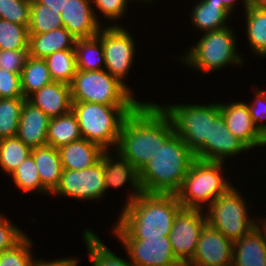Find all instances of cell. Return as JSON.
<instances>
[{"label":"cell","instance_id":"1","mask_svg":"<svg viewBox=\"0 0 266 266\" xmlns=\"http://www.w3.org/2000/svg\"><path fill=\"white\" fill-rule=\"evenodd\" d=\"M174 135L162 110L153 102H141L122 124L116 151L140 171Z\"/></svg>","mask_w":266,"mask_h":266},{"label":"cell","instance_id":"2","mask_svg":"<svg viewBox=\"0 0 266 266\" xmlns=\"http://www.w3.org/2000/svg\"><path fill=\"white\" fill-rule=\"evenodd\" d=\"M175 194L142 192L122 208L117 224L132 238L169 236L177 213L182 209Z\"/></svg>","mask_w":266,"mask_h":266},{"label":"cell","instance_id":"3","mask_svg":"<svg viewBox=\"0 0 266 266\" xmlns=\"http://www.w3.org/2000/svg\"><path fill=\"white\" fill-rule=\"evenodd\" d=\"M196 159L179 135H174L139 171V181L144 193L177 194L188 170Z\"/></svg>","mask_w":266,"mask_h":266},{"label":"cell","instance_id":"4","mask_svg":"<svg viewBox=\"0 0 266 266\" xmlns=\"http://www.w3.org/2000/svg\"><path fill=\"white\" fill-rule=\"evenodd\" d=\"M138 105H104L91 102H72L82 139L100 145L104 150H115L127 116Z\"/></svg>","mask_w":266,"mask_h":266},{"label":"cell","instance_id":"5","mask_svg":"<svg viewBox=\"0 0 266 266\" xmlns=\"http://www.w3.org/2000/svg\"><path fill=\"white\" fill-rule=\"evenodd\" d=\"M156 105L170 120L173 133L183 139L197 159L206 161V140H210L211 123L220 112L219 103Z\"/></svg>","mask_w":266,"mask_h":266},{"label":"cell","instance_id":"6","mask_svg":"<svg viewBox=\"0 0 266 266\" xmlns=\"http://www.w3.org/2000/svg\"><path fill=\"white\" fill-rule=\"evenodd\" d=\"M224 163L197 158L193 161L176 194L183 208L204 210L232 186L222 175Z\"/></svg>","mask_w":266,"mask_h":266},{"label":"cell","instance_id":"7","mask_svg":"<svg viewBox=\"0 0 266 266\" xmlns=\"http://www.w3.org/2000/svg\"><path fill=\"white\" fill-rule=\"evenodd\" d=\"M72 102L104 105H139L128 85L121 83L107 70L76 71L70 84Z\"/></svg>","mask_w":266,"mask_h":266},{"label":"cell","instance_id":"8","mask_svg":"<svg viewBox=\"0 0 266 266\" xmlns=\"http://www.w3.org/2000/svg\"><path fill=\"white\" fill-rule=\"evenodd\" d=\"M235 41V34L229 27L206 32L181 61L203 73L220 70L232 63L241 65L243 58L236 51Z\"/></svg>","mask_w":266,"mask_h":266},{"label":"cell","instance_id":"9","mask_svg":"<svg viewBox=\"0 0 266 266\" xmlns=\"http://www.w3.org/2000/svg\"><path fill=\"white\" fill-rule=\"evenodd\" d=\"M237 190L231 186L213 201L206 211L207 224L233 242L257 225V222L248 216L245 198Z\"/></svg>","mask_w":266,"mask_h":266},{"label":"cell","instance_id":"10","mask_svg":"<svg viewBox=\"0 0 266 266\" xmlns=\"http://www.w3.org/2000/svg\"><path fill=\"white\" fill-rule=\"evenodd\" d=\"M113 233L120 239L134 266H180L175 257L169 236L132 239L115 223Z\"/></svg>","mask_w":266,"mask_h":266},{"label":"cell","instance_id":"11","mask_svg":"<svg viewBox=\"0 0 266 266\" xmlns=\"http://www.w3.org/2000/svg\"><path fill=\"white\" fill-rule=\"evenodd\" d=\"M96 36L104 50V69L125 85L123 79L128 75L135 56L134 38L127 29L117 24L101 28Z\"/></svg>","mask_w":266,"mask_h":266},{"label":"cell","instance_id":"12","mask_svg":"<svg viewBox=\"0 0 266 266\" xmlns=\"http://www.w3.org/2000/svg\"><path fill=\"white\" fill-rule=\"evenodd\" d=\"M204 210L182 208L170 232V243L176 259L186 265L195 253L201 231L207 224Z\"/></svg>","mask_w":266,"mask_h":266},{"label":"cell","instance_id":"13","mask_svg":"<svg viewBox=\"0 0 266 266\" xmlns=\"http://www.w3.org/2000/svg\"><path fill=\"white\" fill-rule=\"evenodd\" d=\"M103 162L101 159L90 167L82 170L64 169L55 195H63L74 199H98L105 195Z\"/></svg>","mask_w":266,"mask_h":266},{"label":"cell","instance_id":"14","mask_svg":"<svg viewBox=\"0 0 266 266\" xmlns=\"http://www.w3.org/2000/svg\"><path fill=\"white\" fill-rule=\"evenodd\" d=\"M233 241L208 224L200 233L189 266H232Z\"/></svg>","mask_w":266,"mask_h":266},{"label":"cell","instance_id":"15","mask_svg":"<svg viewBox=\"0 0 266 266\" xmlns=\"http://www.w3.org/2000/svg\"><path fill=\"white\" fill-rule=\"evenodd\" d=\"M219 107L228 129L249 149L265 145L266 137L255 126L246 103H219Z\"/></svg>","mask_w":266,"mask_h":266},{"label":"cell","instance_id":"16","mask_svg":"<svg viewBox=\"0 0 266 266\" xmlns=\"http://www.w3.org/2000/svg\"><path fill=\"white\" fill-rule=\"evenodd\" d=\"M91 0H67L61 12L63 26L76 38L96 36L101 27Z\"/></svg>","mask_w":266,"mask_h":266},{"label":"cell","instance_id":"17","mask_svg":"<svg viewBox=\"0 0 266 266\" xmlns=\"http://www.w3.org/2000/svg\"><path fill=\"white\" fill-rule=\"evenodd\" d=\"M250 150L231 133L219 112L211 123L210 140H206V161L224 162L228 157Z\"/></svg>","mask_w":266,"mask_h":266},{"label":"cell","instance_id":"18","mask_svg":"<svg viewBox=\"0 0 266 266\" xmlns=\"http://www.w3.org/2000/svg\"><path fill=\"white\" fill-rule=\"evenodd\" d=\"M109 153L107 150L102 154L105 189L107 190L110 187L119 189L125 183L132 184L130 188L133 191L128 197V201L126 200V205H124L127 206L143 192L139 181V171L118 152L113 156L116 157L115 160L112 156L110 157L111 154Z\"/></svg>","mask_w":266,"mask_h":266},{"label":"cell","instance_id":"19","mask_svg":"<svg viewBox=\"0 0 266 266\" xmlns=\"http://www.w3.org/2000/svg\"><path fill=\"white\" fill-rule=\"evenodd\" d=\"M50 119L40 108L26 99L16 136L31 149L46 145Z\"/></svg>","mask_w":266,"mask_h":266},{"label":"cell","instance_id":"20","mask_svg":"<svg viewBox=\"0 0 266 266\" xmlns=\"http://www.w3.org/2000/svg\"><path fill=\"white\" fill-rule=\"evenodd\" d=\"M27 100L50 118L69 113L72 109L71 87L64 82L53 81L31 94Z\"/></svg>","mask_w":266,"mask_h":266},{"label":"cell","instance_id":"21","mask_svg":"<svg viewBox=\"0 0 266 266\" xmlns=\"http://www.w3.org/2000/svg\"><path fill=\"white\" fill-rule=\"evenodd\" d=\"M232 266H266V242L257 226L233 243Z\"/></svg>","mask_w":266,"mask_h":266},{"label":"cell","instance_id":"22","mask_svg":"<svg viewBox=\"0 0 266 266\" xmlns=\"http://www.w3.org/2000/svg\"><path fill=\"white\" fill-rule=\"evenodd\" d=\"M63 169L82 170L97 163L106 151L100 145L80 139L58 149Z\"/></svg>","mask_w":266,"mask_h":266},{"label":"cell","instance_id":"23","mask_svg":"<svg viewBox=\"0 0 266 266\" xmlns=\"http://www.w3.org/2000/svg\"><path fill=\"white\" fill-rule=\"evenodd\" d=\"M31 155L36 163L42 186L52 194L58 187L64 170L58 149L46 144L32 149Z\"/></svg>","mask_w":266,"mask_h":266},{"label":"cell","instance_id":"24","mask_svg":"<svg viewBox=\"0 0 266 266\" xmlns=\"http://www.w3.org/2000/svg\"><path fill=\"white\" fill-rule=\"evenodd\" d=\"M77 39L65 28L29 34V56L45 59L56 51L74 49Z\"/></svg>","mask_w":266,"mask_h":266},{"label":"cell","instance_id":"25","mask_svg":"<svg viewBox=\"0 0 266 266\" xmlns=\"http://www.w3.org/2000/svg\"><path fill=\"white\" fill-rule=\"evenodd\" d=\"M191 22L200 32H211L228 27L226 20L232 13L223 5L200 0L191 11Z\"/></svg>","mask_w":266,"mask_h":266},{"label":"cell","instance_id":"26","mask_svg":"<svg viewBox=\"0 0 266 266\" xmlns=\"http://www.w3.org/2000/svg\"><path fill=\"white\" fill-rule=\"evenodd\" d=\"M82 139L79 124L72 110L69 113L50 119L47 144L59 149L70 142Z\"/></svg>","mask_w":266,"mask_h":266},{"label":"cell","instance_id":"27","mask_svg":"<svg viewBox=\"0 0 266 266\" xmlns=\"http://www.w3.org/2000/svg\"><path fill=\"white\" fill-rule=\"evenodd\" d=\"M77 69L81 71H98L105 67L104 50L97 37L77 39L75 43Z\"/></svg>","mask_w":266,"mask_h":266},{"label":"cell","instance_id":"28","mask_svg":"<svg viewBox=\"0 0 266 266\" xmlns=\"http://www.w3.org/2000/svg\"><path fill=\"white\" fill-rule=\"evenodd\" d=\"M245 11L249 46L256 55L266 57V8L247 4Z\"/></svg>","mask_w":266,"mask_h":266},{"label":"cell","instance_id":"29","mask_svg":"<svg viewBox=\"0 0 266 266\" xmlns=\"http://www.w3.org/2000/svg\"><path fill=\"white\" fill-rule=\"evenodd\" d=\"M53 80L45 59L28 56L21 72V89L24 98H28Z\"/></svg>","mask_w":266,"mask_h":266},{"label":"cell","instance_id":"30","mask_svg":"<svg viewBox=\"0 0 266 266\" xmlns=\"http://www.w3.org/2000/svg\"><path fill=\"white\" fill-rule=\"evenodd\" d=\"M53 81L71 84L77 71L74 49L61 50L45 58Z\"/></svg>","mask_w":266,"mask_h":266},{"label":"cell","instance_id":"31","mask_svg":"<svg viewBox=\"0 0 266 266\" xmlns=\"http://www.w3.org/2000/svg\"><path fill=\"white\" fill-rule=\"evenodd\" d=\"M17 136L0 139V167L6 175L11 173L31 154Z\"/></svg>","mask_w":266,"mask_h":266},{"label":"cell","instance_id":"32","mask_svg":"<svg viewBox=\"0 0 266 266\" xmlns=\"http://www.w3.org/2000/svg\"><path fill=\"white\" fill-rule=\"evenodd\" d=\"M84 242L91 256L92 266H134L115 255L91 230H84Z\"/></svg>","mask_w":266,"mask_h":266},{"label":"cell","instance_id":"33","mask_svg":"<svg viewBox=\"0 0 266 266\" xmlns=\"http://www.w3.org/2000/svg\"><path fill=\"white\" fill-rule=\"evenodd\" d=\"M64 27L61 14L49 11V7L31 0L29 34H42Z\"/></svg>","mask_w":266,"mask_h":266},{"label":"cell","instance_id":"34","mask_svg":"<svg viewBox=\"0 0 266 266\" xmlns=\"http://www.w3.org/2000/svg\"><path fill=\"white\" fill-rule=\"evenodd\" d=\"M25 100L24 97L0 99V139L16 136Z\"/></svg>","mask_w":266,"mask_h":266},{"label":"cell","instance_id":"35","mask_svg":"<svg viewBox=\"0 0 266 266\" xmlns=\"http://www.w3.org/2000/svg\"><path fill=\"white\" fill-rule=\"evenodd\" d=\"M0 50H29V30L0 18Z\"/></svg>","mask_w":266,"mask_h":266},{"label":"cell","instance_id":"36","mask_svg":"<svg viewBox=\"0 0 266 266\" xmlns=\"http://www.w3.org/2000/svg\"><path fill=\"white\" fill-rule=\"evenodd\" d=\"M23 192L49 193L43 186L33 156L30 154L10 175Z\"/></svg>","mask_w":266,"mask_h":266},{"label":"cell","instance_id":"37","mask_svg":"<svg viewBox=\"0 0 266 266\" xmlns=\"http://www.w3.org/2000/svg\"><path fill=\"white\" fill-rule=\"evenodd\" d=\"M32 241L25 236L13 248L0 253V266H31L33 255L31 249Z\"/></svg>","mask_w":266,"mask_h":266},{"label":"cell","instance_id":"38","mask_svg":"<svg viewBox=\"0 0 266 266\" xmlns=\"http://www.w3.org/2000/svg\"><path fill=\"white\" fill-rule=\"evenodd\" d=\"M30 3L29 0H0V18L28 27Z\"/></svg>","mask_w":266,"mask_h":266},{"label":"cell","instance_id":"39","mask_svg":"<svg viewBox=\"0 0 266 266\" xmlns=\"http://www.w3.org/2000/svg\"><path fill=\"white\" fill-rule=\"evenodd\" d=\"M2 215L0 214V253L13 248L27 235Z\"/></svg>","mask_w":266,"mask_h":266},{"label":"cell","instance_id":"40","mask_svg":"<svg viewBox=\"0 0 266 266\" xmlns=\"http://www.w3.org/2000/svg\"><path fill=\"white\" fill-rule=\"evenodd\" d=\"M29 50H0V69L21 74Z\"/></svg>","mask_w":266,"mask_h":266},{"label":"cell","instance_id":"41","mask_svg":"<svg viewBox=\"0 0 266 266\" xmlns=\"http://www.w3.org/2000/svg\"><path fill=\"white\" fill-rule=\"evenodd\" d=\"M24 97L21 89V74L0 69V99Z\"/></svg>","mask_w":266,"mask_h":266},{"label":"cell","instance_id":"42","mask_svg":"<svg viewBox=\"0 0 266 266\" xmlns=\"http://www.w3.org/2000/svg\"><path fill=\"white\" fill-rule=\"evenodd\" d=\"M256 94L254 102H251L250 105L247 104V107L255 126L266 137V124L264 123L266 119V91L259 90Z\"/></svg>","mask_w":266,"mask_h":266},{"label":"cell","instance_id":"43","mask_svg":"<svg viewBox=\"0 0 266 266\" xmlns=\"http://www.w3.org/2000/svg\"><path fill=\"white\" fill-rule=\"evenodd\" d=\"M94 6L110 20L119 19L124 15L127 8V0H91Z\"/></svg>","mask_w":266,"mask_h":266},{"label":"cell","instance_id":"44","mask_svg":"<svg viewBox=\"0 0 266 266\" xmlns=\"http://www.w3.org/2000/svg\"><path fill=\"white\" fill-rule=\"evenodd\" d=\"M75 258H60L51 261L33 260L31 266H77Z\"/></svg>","mask_w":266,"mask_h":266},{"label":"cell","instance_id":"45","mask_svg":"<svg viewBox=\"0 0 266 266\" xmlns=\"http://www.w3.org/2000/svg\"><path fill=\"white\" fill-rule=\"evenodd\" d=\"M39 3L49 7V11L55 12V14H61L64 9L67 0H37Z\"/></svg>","mask_w":266,"mask_h":266},{"label":"cell","instance_id":"46","mask_svg":"<svg viewBox=\"0 0 266 266\" xmlns=\"http://www.w3.org/2000/svg\"><path fill=\"white\" fill-rule=\"evenodd\" d=\"M209 3H215V4H223L231 13L233 12V6H235V0H207ZM244 1V8L247 6V0H242Z\"/></svg>","mask_w":266,"mask_h":266},{"label":"cell","instance_id":"47","mask_svg":"<svg viewBox=\"0 0 266 266\" xmlns=\"http://www.w3.org/2000/svg\"><path fill=\"white\" fill-rule=\"evenodd\" d=\"M247 4L259 8H266V0H247Z\"/></svg>","mask_w":266,"mask_h":266},{"label":"cell","instance_id":"48","mask_svg":"<svg viewBox=\"0 0 266 266\" xmlns=\"http://www.w3.org/2000/svg\"><path fill=\"white\" fill-rule=\"evenodd\" d=\"M256 222H258L256 226L262 231V234H263V236L265 238V242H266V218H263V219L261 218V219H259V221L256 220Z\"/></svg>","mask_w":266,"mask_h":266},{"label":"cell","instance_id":"49","mask_svg":"<svg viewBox=\"0 0 266 266\" xmlns=\"http://www.w3.org/2000/svg\"><path fill=\"white\" fill-rule=\"evenodd\" d=\"M127 1L129 2L130 0H127ZM136 1H138V0H136ZM139 1H140V2H142V1H144V2H147V1H148V2H150V3H151V1H152V0H142V1H141V0H139Z\"/></svg>","mask_w":266,"mask_h":266}]
</instances>
